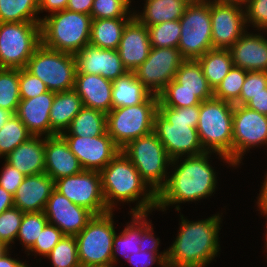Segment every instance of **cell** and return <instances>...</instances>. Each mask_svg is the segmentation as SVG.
<instances>
[{"label":"cell","mask_w":267,"mask_h":267,"mask_svg":"<svg viewBox=\"0 0 267 267\" xmlns=\"http://www.w3.org/2000/svg\"><path fill=\"white\" fill-rule=\"evenodd\" d=\"M211 153L213 152L172 159L170 167L174 166V170L157 194L156 210L164 212L168 206L176 204L175 209L179 211L181 208L178 204L200 201L215 193L218 179L208 160Z\"/></svg>","instance_id":"cell-1"},{"label":"cell","mask_w":267,"mask_h":267,"mask_svg":"<svg viewBox=\"0 0 267 267\" xmlns=\"http://www.w3.org/2000/svg\"><path fill=\"white\" fill-rule=\"evenodd\" d=\"M219 213L204 220L189 221L180 214L175 241L167 249V267H206L219 253Z\"/></svg>","instance_id":"cell-2"},{"label":"cell","mask_w":267,"mask_h":267,"mask_svg":"<svg viewBox=\"0 0 267 267\" xmlns=\"http://www.w3.org/2000/svg\"><path fill=\"white\" fill-rule=\"evenodd\" d=\"M100 175L102 192L109 211H113L119 202L135 201L136 206L131 209L130 215L156 210L157 194L142 179L122 151L100 171Z\"/></svg>","instance_id":"cell-3"},{"label":"cell","mask_w":267,"mask_h":267,"mask_svg":"<svg viewBox=\"0 0 267 267\" xmlns=\"http://www.w3.org/2000/svg\"><path fill=\"white\" fill-rule=\"evenodd\" d=\"M200 105L183 108L158 106L153 132L171 159L195 156L206 152L199 140L197 124Z\"/></svg>","instance_id":"cell-4"},{"label":"cell","mask_w":267,"mask_h":267,"mask_svg":"<svg viewBox=\"0 0 267 267\" xmlns=\"http://www.w3.org/2000/svg\"><path fill=\"white\" fill-rule=\"evenodd\" d=\"M234 104L211 98L200 104L197 132L203 149L232 166Z\"/></svg>","instance_id":"cell-5"},{"label":"cell","mask_w":267,"mask_h":267,"mask_svg":"<svg viewBox=\"0 0 267 267\" xmlns=\"http://www.w3.org/2000/svg\"><path fill=\"white\" fill-rule=\"evenodd\" d=\"M92 18L67 9L41 20V43L50 49L75 55L89 45Z\"/></svg>","instance_id":"cell-6"},{"label":"cell","mask_w":267,"mask_h":267,"mask_svg":"<svg viewBox=\"0 0 267 267\" xmlns=\"http://www.w3.org/2000/svg\"><path fill=\"white\" fill-rule=\"evenodd\" d=\"M158 112V95L151 94L143 103L111 109L106 114L107 133L120 148L136 138L153 132Z\"/></svg>","instance_id":"cell-7"},{"label":"cell","mask_w":267,"mask_h":267,"mask_svg":"<svg viewBox=\"0 0 267 267\" xmlns=\"http://www.w3.org/2000/svg\"><path fill=\"white\" fill-rule=\"evenodd\" d=\"M142 179L156 193L166 185L172 159L154 132L129 142L121 149Z\"/></svg>","instance_id":"cell-8"},{"label":"cell","mask_w":267,"mask_h":267,"mask_svg":"<svg viewBox=\"0 0 267 267\" xmlns=\"http://www.w3.org/2000/svg\"><path fill=\"white\" fill-rule=\"evenodd\" d=\"M25 68L40 78L49 91L74 89L77 64L73 54L47 48L41 43Z\"/></svg>","instance_id":"cell-9"},{"label":"cell","mask_w":267,"mask_h":267,"mask_svg":"<svg viewBox=\"0 0 267 267\" xmlns=\"http://www.w3.org/2000/svg\"><path fill=\"white\" fill-rule=\"evenodd\" d=\"M40 44L41 23L0 22V68H25Z\"/></svg>","instance_id":"cell-10"},{"label":"cell","mask_w":267,"mask_h":267,"mask_svg":"<svg viewBox=\"0 0 267 267\" xmlns=\"http://www.w3.org/2000/svg\"><path fill=\"white\" fill-rule=\"evenodd\" d=\"M113 211L94 215L75 236L81 267L112 265L113 238L116 234Z\"/></svg>","instance_id":"cell-11"},{"label":"cell","mask_w":267,"mask_h":267,"mask_svg":"<svg viewBox=\"0 0 267 267\" xmlns=\"http://www.w3.org/2000/svg\"><path fill=\"white\" fill-rule=\"evenodd\" d=\"M179 21L178 50L185 59L196 60L212 49L210 2L198 0L189 3Z\"/></svg>","instance_id":"cell-12"},{"label":"cell","mask_w":267,"mask_h":267,"mask_svg":"<svg viewBox=\"0 0 267 267\" xmlns=\"http://www.w3.org/2000/svg\"><path fill=\"white\" fill-rule=\"evenodd\" d=\"M232 165L242 163L244 154L255 146L267 145V116L234 104L233 109Z\"/></svg>","instance_id":"cell-13"},{"label":"cell","mask_w":267,"mask_h":267,"mask_svg":"<svg viewBox=\"0 0 267 267\" xmlns=\"http://www.w3.org/2000/svg\"><path fill=\"white\" fill-rule=\"evenodd\" d=\"M55 189L76 205L100 215L108 212L99 171L82 172L55 181Z\"/></svg>","instance_id":"cell-14"},{"label":"cell","mask_w":267,"mask_h":267,"mask_svg":"<svg viewBox=\"0 0 267 267\" xmlns=\"http://www.w3.org/2000/svg\"><path fill=\"white\" fill-rule=\"evenodd\" d=\"M185 60L178 48L151 47L147 59L133 72L152 94L158 95Z\"/></svg>","instance_id":"cell-15"},{"label":"cell","mask_w":267,"mask_h":267,"mask_svg":"<svg viewBox=\"0 0 267 267\" xmlns=\"http://www.w3.org/2000/svg\"><path fill=\"white\" fill-rule=\"evenodd\" d=\"M212 48L230 49L246 32L245 8L210 2Z\"/></svg>","instance_id":"cell-16"},{"label":"cell","mask_w":267,"mask_h":267,"mask_svg":"<svg viewBox=\"0 0 267 267\" xmlns=\"http://www.w3.org/2000/svg\"><path fill=\"white\" fill-rule=\"evenodd\" d=\"M84 170L101 171L120 151L107 131L96 137L61 135Z\"/></svg>","instance_id":"cell-17"},{"label":"cell","mask_w":267,"mask_h":267,"mask_svg":"<svg viewBox=\"0 0 267 267\" xmlns=\"http://www.w3.org/2000/svg\"><path fill=\"white\" fill-rule=\"evenodd\" d=\"M43 212L48 223L68 236L79 234L95 215L87 208L74 204L56 189L53 190Z\"/></svg>","instance_id":"cell-18"},{"label":"cell","mask_w":267,"mask_h":267,"mask_svg":"<svg viewBox=\"0 0 267 267\" xmlns=\"http://www.w3.org/2000/svg\"><path fill=\"white\" fill-rule=\"evenodd\" d=\"M77 73L101 75L108 80L124 76L128 70L123 66L117 50L86 45L75 55Z\"/></svg>","instance_id":"cell-19"},{"label":"cell","mask_w":267,"mask_h":267,"mask_svg":"<svg viewBox=\"0 0 267 267\" xmlns=\"http://www.w3.org/2000/svg\"><path fill=\"white\" fill-rule=\"evenodd\" d=\"M150 50L147 26L134 16L126 24L117 48L123 66L133 72L147 59Z\"/></svg>","instance_id":"cell-20"},{"label":"cell","mask_w":267,"mask_h":267,"mask_svg":"<svg viewBox=\"0 0 267 267\" xmlns=\"http://www.w3.org/2000/svg\"><path fill=\"white\" fill-rule=\"evenodd\" d=\"M55 93L47 91L33 98L20 99L15 115L32 136H51L50 110Z\"/></svg>","instance_id":"cell-21"},{"label":"cell","mask_w":267,"mask_h":267,"mask_svg":"<svg viewBox=\"0 0 267 267\" xmlns=\"http://www.w3.org/2000/svg\"><path fill=\"white\" fill-rule=\"evenodd\" d=\"M54 189L55 181L45 172L25 176L14 194V207L23 213L44 211Z\"/></svg>","instance_id":"cell-22"},{"label":"cell","mask_w":267,"mask_h":267,"mask_svg":"<svg viewBox=\"0 0 267 267\" xmlns=\"http://www.w3.org/2000/svg\"><path fill=\"white\" fill-rule=\"evenodd\" d=\"M84 169L61 135L45 137V173L54 181Z\"/></svg>","instance_id":"cell-23"},{"label":"cell","mask_w":267,"mask_h":267,"mask_svg":"<svg viewBox=\"0 0 267 267\" xmlns=\"http://www.w3.org/2000/svg\"><path fill=\"white\" fill-rule=\"evenodd\" d=\"M235 67L267 71V39L263 34L245 32L229 49Z\"/></svg>","instance_id":"cell-24"},{"label":"cell","mask_w":267,"mask_h":267,"mask_svg":"<svg viewBox=\"0 0 267 267\" xmlns=\"http://www.w3.org/2000/svg\"><path fill=\"white\" fill-rule=\"evenodd\" d=\"M74 90L83 106L109 113L112 109V81L101 75L76 73Z\"/></svg>","instance_id":"cell-25"},{"label":"cell","mask_w":267,"mask_h":267,"mask_svg":"<svg viewBox=\"0 0 267 267\" xmlns=\"http://www.w3.org/2000/svg\"><path fill=\"white\" fill-rule=\"evenodd\" d=\"M11 166L25 176L45 172V137L31 136L4 157Z\"/></svg>","instance_id":"cell-26"},{"label":"cell","mask_w":267,"mask_h":267,"mask_svg":"<svg viewBox=\"0 0 267 267\" xmlns=\"http://www.w3.org/2000/svg\"><path fill=\"white\" fill-rule=\"evenodd\" d=\"M163 90H188L201 101L213 98V89L209 86L197 60L186 59L178 68L175 78Z\"/></svg>","instance_id":"cell-27"},{"label":"cell","mask_w":267,"mask_h":267,"mask_svg":"<svg viewBox=\"0 0 267 267\" xmlns=\"http://www.w3.org/2000/svg\"><path fill=\"white\" fill-rule=\"evenodd\" d=\"M82 107V99L74 89L56 92L50 110L51 136L65 132Z\"/></svg>","instance_id":"cell-28"},{"label":"cell","mask_w":267,"mask_h":267,"mask_svg":"<svg viewBox=\"0 0 267 267\" xmlns=\"http://www.w3.org/2000/svg\"><path fill=\"white\" fill-rule=\"evenodd\" d=\"M149 213L132 214L130 223L113 238L112 265H117L118 255L121 254L127 261L131 254L140 252L142 231L151 223L147 217ZM117 252V253H116Z\"/></svg>","instance_id":"cell-29"},{"label":"cell","mask_w":267,"mask_h":267,"mask_svg":"<svg viewBox=\"0 0 267 267\" xmlns=\"http://www.w3.org/2000/svg\"><path fill=\"white\" fill-rule=\"evenodd\" d=\"M143 12L134 16L146 26L180 19L189 4L186 0H144Z\"/></svg>","instance_id":"cell-30"},{"label":"cell","mask_w":267,"mask_h":267,"mask_svg":"<svg viewBox=\"0 0 267 267\" xmlns=\"http://www.w3.org/2000/svg\"><path fill=\"white\" fill-rule=\"evenodd\" d=\"M152 93L136 78L134 72L112 81V109L143 103Z\"/></svg>","instance_id":"cell-31"},{"label":"cell","mask_w":267,"mask_h":267,"mask_svg":"<svg viewBox=\"0 0 267 267\" xmlns=\"http://www.w3.org/2000/svg\"><path fill=\"white\" fill-rule=\"evenodd\" d=\"M132 18L92 19L89 44L117 50L126 24Z\"/></svg>","instance_id":"cell-32"},{"label":"cell","mask_w":267,"mask_h":267,"mask_svg":"<svg viewBox=\"0 0 267 267\" xmlns=\"http://www.w3.org/2000/svg\"><path fill=\"white\" fill-rule=\"evenodd\" d=\"M196 60L213 91L234 66L229 49L212 48Z\"/></svg>","instance_id":"cell-33"},{"label":"cell","mask_w":267,"mask_h":267,"mask_svg":"<svg viewBox=\"0 0 267 267\" xmlns=\"http://www.w3.org/2000/svg\"><path fill=\"white\" fill-rule=\"evenodd\" d=\"M107 131L106 113L83 106L73 118L68 129L61 135H75L80 137H96Z\"/></svg>","instance_id":"cell-34"},{"label":"cell","mask_w":267,"mask_h":267,"mask_svg":"<svg viewBox=\"0 0 267 267\" xmlns=\"http://www.w3.org/2000/svg\"><path fill=\"white\" fill-rule=\"evenodd\" d=\"M39 0H0V22L41 23Z\"/></svg>","instance_id":"cell-35"},{"label":"cell","mask_w":267,"mask_h":267,"mask_svg":"<svg viewBox=\"0 0 267 267\" xmlns=\"http://www.w3.org/2000/svg\"><path fill=\"white\" fill-rule=\"evenodd\" d=\"M31 136L24 123L13 114L0 129V157L7 156Z\"/></svg>","instance_id":"cell-36"},{"label":"cell","mask_w":267,"mask_h":267,"mask_svg":"<svg viewBox=\"0 0 267 267\" xmlns=\"http://www.w3.org/2000/svg\"><path fill=\"white\" fill-rule=\"evenodd\" d=\"M20 99L19 69L0 68V107L15 114Z\"/></svg>","instance_id":"cell-37"},{"label":"cell","mask_w":267,"mask_h":267,"mask_svg":"<svg viewBox=\"0 0 267 267\" xmlns=\"http://www.w3.org/2000/svg\"><path fill=\"white\" fill-rule=\"evenodd\" d=\"M147 29L151 47L178 48L181 36L179 19L147 26Z\"/></svg>","instance_id":"cell-38"},{"label":"cell","mask_w":267,"mask_h":267,"mask_svg":"<svg viewBox=\"0 0 267 267\" xmlns=\"http://www.w3.org/2000/svg\"><path fill=\"white\" fill-rule=\"evenodd\" d=\"M247 70L233 66L213 91V97L235 104L240 97Z\"/></svg>","instance_id":"cell-39"},{"label":"cell","mask_w":267,"mask_h":267,"mask_svg":"<svg viewBox=\"0 0 267 267\" xmlns=\"http://www.w3.org/2000/svg\"><path fill=\"white\" fill-rule=\"evenodd\" d=\"M53 267H81L75 236L64 235L46 256Z\"/></svg>","instance_id":"cell-40"},{"label":"cell","mask_w":267,"mask_h":267,"mask_svg":"<svg viewBox=\"0 0 267 267\" xmlns=\"http://www.w3.org/2000/svg\"><path fill=\"white\" fill-rule=\"evenodd\" d=\"M47 223L43 211L24 213L16 239L21 242L22 247L24 246L25 252L35 243Z\"/></svg>","instance_id":"cell-41"},{"label":"cell","mask_w":267,"mask_h":267,"mask_svg":"<svg viewBox=\"0 0 267 267\" xmlns=\"http://www.w3.org/2000/svg\"><path fill=\"white\" fill-rule=\"evenodd\" d=\"M130 3L131 0H94L90 16L92 19L133 18Z\"/></svg>","instance_id":"cell-42"},{"label":"cell","mask_w":267,"mask_h":267,"mask_svg":"<svg viewBox=\"0 0 267 267\" xmlns=\"http://www.w3.org/2000/svg\"><path fill=\"white\" fill-rule=\"evenodd\" d=\"M24 213L16 207L0 214V242L10 248L17 238ZM10 246V247H9Z\"/></svg>","instance_id":"cell-43"},{"label":"cell","mask_w":267,"mask_h":267,"mask_svg":"<svg viewBox=\"0 0 267 267\" xmlns=\"http://www.w3.org/2000/svg\"><path fill=\"white\" fill-rule=\"evenodd\" d=\"M64 234L56 226L47 223L46 226L41 231L39 237L36 239L35 243L26 251L28 255L30 252L46 257L53 247L61 240Z\"/></svg>","instance_id":"cell-44"},{"label":"cell","mask_w":267,"mask_h":267,"mask_svg":"<svg viewBox=\"0 0 267 267\" xmlns=\"http://www.w3.org/2000/svg\"><path fill=\"white\" fill-rule=\"evenodd\" d=\"M267 88V71H248L236 105H245L254 95Z\"/></svg>","instance_id":"cell-45"},{"label":"cell","mask_w":267,"mask_h":267,"mask_svg":"<svg viewBox=\"0 0 267 267\" xmlns=\"http://www.w3.org/2000/svg\"><path fill=\"white\" fill-rule=\"evenodd\" d=\"M201 100L188 90H162L158 94V106L170 108H183L192 105H200Z\"/></svg>","instance_id":"cell-46"},{"label":"cell","mask_w":267,"mask_h":267,"mask_svg":"<svg viewBox=\"0 0 267 267\" xmlns=\"http://www.w3.org/2000/svg\"><path fill=\"white\" fill-rule=\"evenodd\" d=\"M247 27L252 24L255 30L267 31V0H248L245 5Z\"/></svg>","instance_id":"cell-47"},{"label":"cell","mask_w":267,"mask_h":267,"mask_svg":"<svg viewBox=\"0 0 267 267\" xmlns=\"http://www.w3.org/2000/svg\"><path fill=\"white\" fill-rule=\"evenodd\" d=\"M19 91L21 99H29L49 91L42 80L26 68L19 69Z\"/></svg>","instance_id":"cell-48"},{"label":"cell","mask_w":267,"mask_h":267,"mask_svg":"<svg viewBox=\"0 0 267 267\" xmlns=\"http://www.w3.org/2000/svg\"><path fill=\"white\" fill-rule=\"evenodd\" d=\"M0 173V186L3 187L7 192L14 195L17 188L20 186L24 180L25 175H23L15 167L8 164L6 161L2 167Z\"/></svg>","instance_id":"cell-49"},{"label":"cell","mask_w":267,"mask_h":267,"mask_svg":"<svg viewBox=\"0 0 267 267\" xmlns=\"http://www.w3.org/2000/svg\"><path fill=\"white\" fill-rule=\"evenodd\" d=\"M153 224H149L143 231H142V237L140 242V251H149L154 254L159 255L165 262L167 258V250H164L163 252H158V247L160 244V238H156L154 236V228L152 226Z\"/></svg>","instance_id":"cell-50"},{"label":"cell","mask_w":267,"mask_h":267,"mask_svg":"<svg viewBox=\"0 0 267 267\" xmlns=\"http://www.w3.org/2000/svg\"><path fill=\"white\" fill-rule=\"evenodd\" d=\"M128 262L134 267H150L156 262L161 267H167L166 262L157 254L140 251L129 256Z\"/></svg>","instance_id":"cell-51"},{"label":"cell","mask_w":267,"mask_h":267,"mask_svg":"<svg viewBox=\"0 0 267 267\" xmlns=\"http://www.w3.org/2000/svg\"><path fill=\"white\" fill-rule=\"evenodd\" d=\"M245 106L267 116V88L263 93L254 95Z\"/></svg>","instance_id":"cell-52"},{"label":"cell","mask_w":267,"mask_h":267,"mask_svg":"<svg viewBox=\"0 0 267 267\" xmlns=\"http://www.w3.org/2000/svg\"><path fill=\"white\" fill-rule=\"evenodd\" d=\"M68 0H39V14L44 11L55 13L66 9Z\"/></svg>","instance_id":"cell-53"},{"label":"cell","mask_w":267,"mask_h":267,"mask_svg":"<svg viewBox=\"0 0 267 267\" xmlns=\"http://www.w3.org/2000/svg\"><path fill=\"white\" fill-rule=\"evenodd\" d=\"M94 0H68L66 9L73 12L91 14Z\"/></svg>","instance_id":"cell-54"},{"label":"cell","mask_w":267,"mask_h":267,"mask_svg":"<svg viewBox=\"0 0 267 267\" xmlns=\"http://www.w3.org/2000/svg\"><path fill=\"white\" fill-rule=\"evenodd\" d=\"M14 207V195L0 186V214Z\"/></svg>","instance_id":"cell-55"},{"label":"cell","mask_w":267,"mask_h":267,"mask_svg":"<svg viewBox=\"0 0 267 267\" xmlns=\"http://www.w3.org/2000/svg\"><path fill=\"white\" fill-rule=\"evenodd\" d=\"M9 248H7L1 255H0V267H24L26 265V261H18L9 256Z\"/></svg>","instance_id":"cell-56"},{"label":"cell","mask_w":267,"mask_h":267,"mask_svg":"<svg viewBox=\"0 0 267 267\" xmlns=\"http://www.w3.org/2000/svg\"><path fill=\"white\" fill-rule=\"evenodd\" d=\"M264 177V182L262 183L263 185L261 187L259 196L257 197L258 201L256 202L259 209H267V173Z\"/></svg>","instance_id":"cell-57"},{"label":"cell","mask_w":267,"mask_h":267,"mask_svg":"<svg viewBox=\"0 0 267 267\" xmlns=\"http://www.w3.org/2000/svg\"><path fill=\"white\" fill-rule=\"evenodd\" d=\"M12 115L13 113L11 111H8L0 107V129L10 119Z\"/></svg>","instance_id":"cell-58"},{"label":"cell","mask_w":267,"mask_h":267,"mask_svg":"<svg viewBox=\"0 0 267 267\" xmlns=\"http://www.w3.org/2000/svg\"><path fill=\"white\" fill-rule=\"evenodd\" d=\"M207 2L219 3V4H235L244 7V0H205Z\"/></svg>","instance_id":"cell-59"},{"label":"cell","mask_w":267,"mask_h":267,"mask_svg":"<svg viewBox=\"0 0 267 267\" xmlns=\"http://www.w3.org/2000/svg\"><path fill=\"white\" fill-rule=\"evenodd\" d=\"M258 211H260V213H261V215H263V217H264V215H265V218H267V209H258ZM266 229H267V223H266ZM266 235V242H265V246H266V252H267V230H266V233H265Z\"/></svg>","instance_id":"cell-60"},{"label":"cell","mask_w":267,"mask_h":267,"mask_svg":"<svg viewBox=\"0 0 267 267\" xmlns=\"http://www.w3.org/2000/svg\"><path fill=\"white\" fill-rule=\"evenodd\" d=\"M7 249V247L0 242V255Z\"/></svg>","instance_id":"cell-61"},{"label":"cell","mask_w":267,"mask_h":267,"mask_svg":"<svg viewBox=\"0 0 267 267\" xmlns=\"http://www.w3.org/2000/svg\"><path fill=\"white\" fill-rule=\"evenodd\" d=\"M87 267H115L114 265H96V266H87Z\"/></svg>","instance_id":"cell-62"},{"label":"cell","mask_w":267,"mask_h":267,"mask_svg":"<svg viewBox=\"0 0 267 267\" xmlns=\"http://www.w3.org/2000/svg\"><path fill=\"white\" fill-rule=\"evenodd\" d=\"M188 3H193V2H196L198 0H186Z\"/></svg>","instance_id":"cell-63"}]
</instances>
